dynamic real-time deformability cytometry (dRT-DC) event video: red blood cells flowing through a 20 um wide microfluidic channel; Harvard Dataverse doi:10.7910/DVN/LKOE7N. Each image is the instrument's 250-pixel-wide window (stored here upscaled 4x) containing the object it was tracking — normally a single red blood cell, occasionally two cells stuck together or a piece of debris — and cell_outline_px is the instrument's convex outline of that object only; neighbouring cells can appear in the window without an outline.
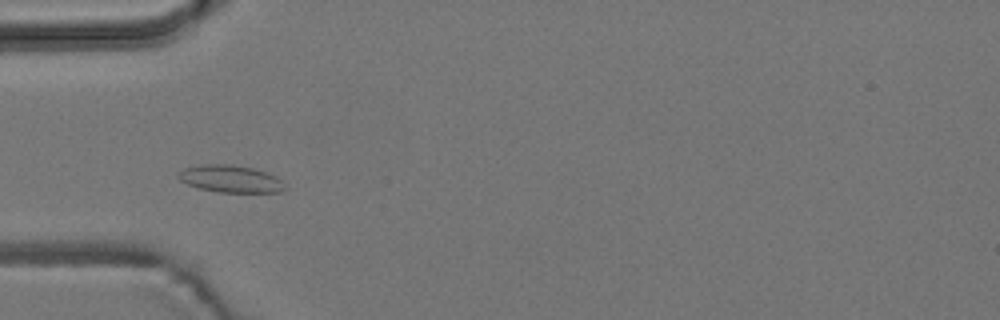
{"species": "common noctule bat (a hibernating species)", "species_latin": "Nyctalus noctula", "temperature_condition": "room temperature", "stored_images_in_passage": 8, "camera_frame_rate_fps": 3000, "um_per_image_px": 0.085, "animal": {"sex": "male", "body_mass_g": 19.2, "forearm_length_mm": 51.8}, "frame": {"image": 1, "passage_image": 4, "time_ms": 4.667, "image_size_px": [1000, 320], "cell_outline_px": [[288, 188], [280, 192], [220, 192], [200, 188], [188, 184], [180, 180], [176, 176], [176, 172], [184, 168], [204, 164], [232, 164], [252, 168], [276, 176]], "centroid_in_image_um": [19.57, 15.2], "position_along_channel_um": 65.4, "area_um2": 16.88}}
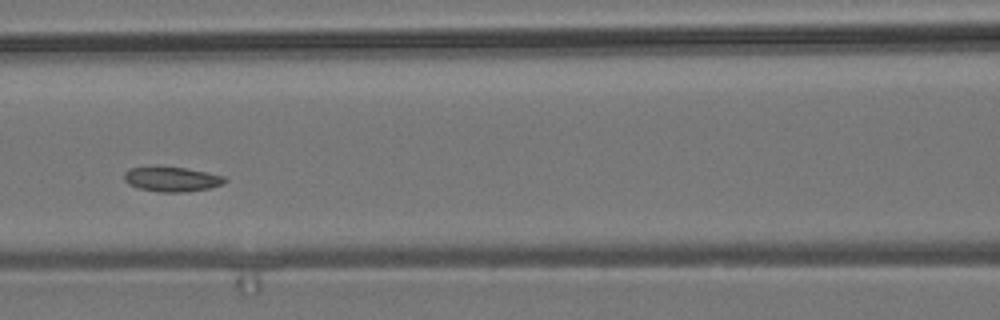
{"frame": {"image": 2, "passage_image": 6, "time_ms": 7.0, "image_size_px": [1000, 320], "cell_outline_px": [[228, 180], [220, 184], [208, 188], [188, 192], [160, 192], [140, 188], [128, 184], [124, 180], [124, 172], [128, 168], [184, 168], [224, 176]], "centroid_in_image_um": [14.59, 15.25], "position_along_channel_um": 152.0, "area_um2": 14.05}}
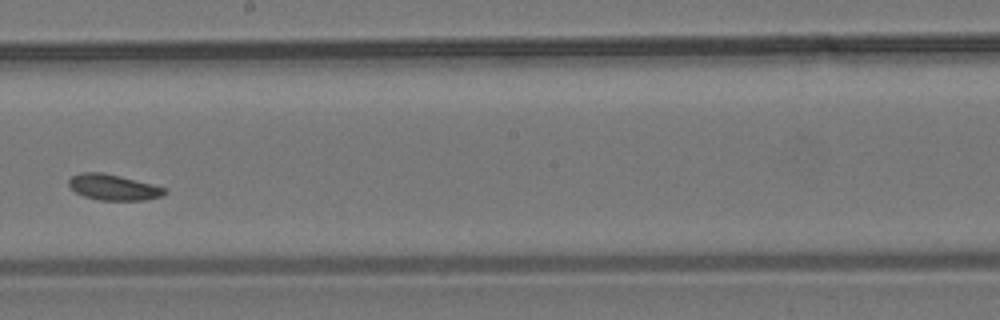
{"frame": {"image": 3, "passage_image": 8, "time_ms": 9.333, "image_size_px": [1000, 320], "cell_outline_px": [[168, 192], [164, 196], [144, 200], [100, 200], [84, 196], [76, 192], [68, 184], [68, 180], [72, 176], [80, 172], [104, 172], [168, 188]], "centroid_in_image_um": [9.68, 15.91], "position_along_channel_um": 238.5, "area_um2": 14.51}}